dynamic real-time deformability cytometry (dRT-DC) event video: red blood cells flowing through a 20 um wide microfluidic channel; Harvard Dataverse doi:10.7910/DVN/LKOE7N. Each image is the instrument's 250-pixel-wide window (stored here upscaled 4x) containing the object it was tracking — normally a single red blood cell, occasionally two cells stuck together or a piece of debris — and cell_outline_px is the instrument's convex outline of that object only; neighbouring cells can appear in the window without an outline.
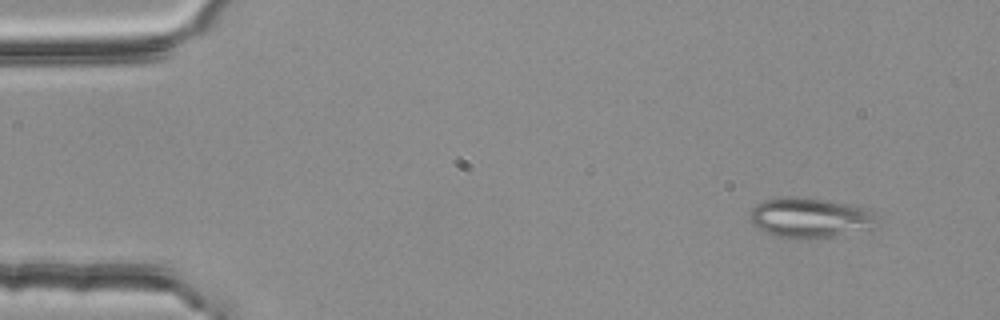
{"species": "common noctule bat (a hibernating species)", "species_latin": "Nyctalus noctula", "temperature_condition": "room temperature", "stored_images_in_passage": 4, "camera_frame_rate_fps": 3000, "um_per_image_px": 0.085, "animal": {"sex": "female", "body_mass_g": 25.1}, "frame": {"image": 1, "passage_image": 1, "time_ms": 0.0, "image_size_px": [1000, 320], "cell_outline_px": [[876, 228], [872, 232], [836, 236], [776, 236], [764, 232], [756, 228], [752, 224], [748, 216], [752, 208], [756, 204], [764, 200], [792, 196], [824, 200], [848, 204], [864, 208], [872, 212], [876, 216]], "centroid_in_image_um": [68.9, 18.51], "position_along_channel_um": 16.1, "area_um2": 29.54}}